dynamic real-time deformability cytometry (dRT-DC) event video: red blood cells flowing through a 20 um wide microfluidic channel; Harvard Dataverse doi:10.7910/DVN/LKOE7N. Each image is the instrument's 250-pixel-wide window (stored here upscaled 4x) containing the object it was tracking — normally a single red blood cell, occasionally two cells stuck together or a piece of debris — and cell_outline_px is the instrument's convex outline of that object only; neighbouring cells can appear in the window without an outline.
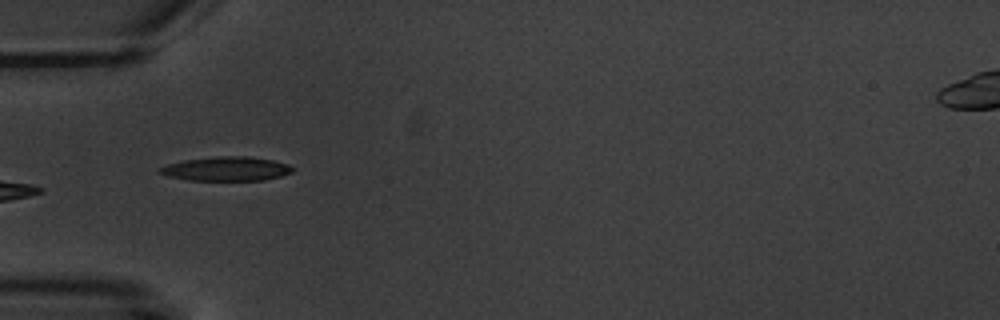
{"species": "common noctule bat (a hibernating species)", "species_latin": "Nyctalus noctula", "temperature_condition": "warm", "stored_images_in_passage": 8, "camera_frame_rate_fps": 3000, "um_per_image_px": 0.085, "animal": {"sex": "male", "body_mass_g": 20.1, "forearm_length_mm": 53.5}, "frame": {"image": 1, "passage_image": 5, "time_ms": 5.333, "image_size_px": [1000, 320], "cell_outline_px": [[296, 168], [292, 172], [280, 176], [264, 180], [188, 180], [168, 176], [156, 172], [156, 168], [168, 164], [184, 160], [216, 156], [248, 156], [272, 160], [288, 164]], "centroid_in_image_um": [19.22, 14.34], "position_along_channel_um": 65.8, "area_um2": 18.79}}